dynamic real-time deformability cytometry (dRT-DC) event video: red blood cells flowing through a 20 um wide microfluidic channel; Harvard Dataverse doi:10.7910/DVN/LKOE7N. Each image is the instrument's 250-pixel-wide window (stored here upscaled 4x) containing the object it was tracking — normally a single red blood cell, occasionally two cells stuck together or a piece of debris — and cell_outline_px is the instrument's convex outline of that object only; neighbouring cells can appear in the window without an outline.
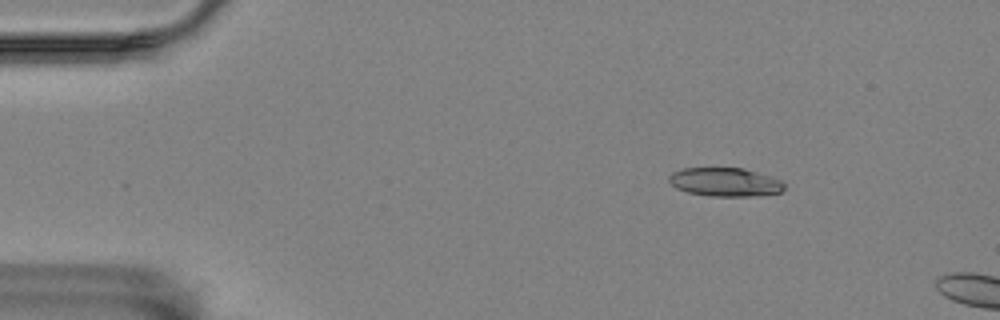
{"species": "Egyptian fruit bat (a non-hibernating species)", "species_latin": "Rousettus aegyptiacus", "temperature_condition": "room temperature", "stored_images_in_passage": 2, "camera_frame_rate_fps": 3000, "um_per_image_px": 0.085, "animal": {"sex": "female"}, "frame": {"image": 1, "passage_image": 1, "time_ms": 0.0, "image_size_px": [1000, 320], "cell_outline_px": [[784, 188], [780, 192], [748, 196], [712, 196], [688, 192], [676, 188], [668, 180], [668, 176], [672, 172], [684, 168], [744, 168], [772, 176], [780, 180], [784, 184]], "centroid_in_image_um": [61.61, 15.46], "position_along_channel_um": 23.4, "area_um2": 19.13}}